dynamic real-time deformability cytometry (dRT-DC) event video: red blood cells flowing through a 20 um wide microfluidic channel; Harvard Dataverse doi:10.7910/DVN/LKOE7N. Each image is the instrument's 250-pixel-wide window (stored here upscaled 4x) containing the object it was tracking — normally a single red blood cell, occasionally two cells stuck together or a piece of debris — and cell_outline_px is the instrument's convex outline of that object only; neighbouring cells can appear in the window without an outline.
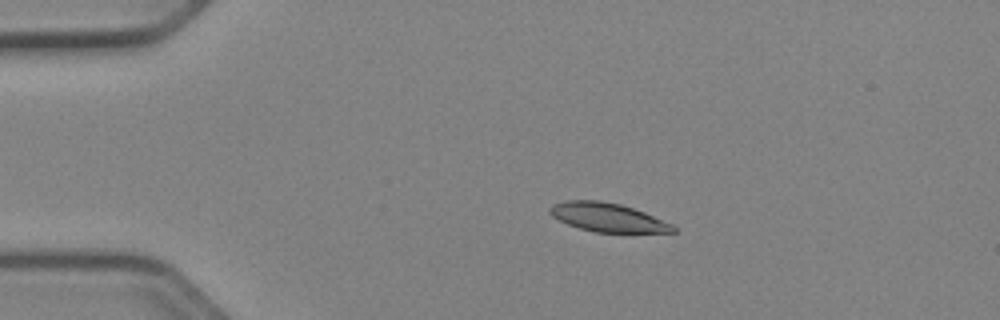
{"species": "Egyptian fruit bat (a non-hibernating species)", "species_latin": "Rousettus aegyptiacus", "temperature_condition": "cold", "stored_images_in_passage": 42, "camera_frame_rate_fps": 3000, "um_per_image_px": 0.085, "animal": {"sex": "female"}, "frame": {"image": 1, "passage_image": 1, "time_ms": 0.0, "image_size_px": [1000, 320], "cell_outline_px": [[676, 232], [596, 232], [580, 228], [568, 224], [552, 216], [548, 212], [548, 208], [552, 204], [564, 200], [600, 200], [620, 204], [644, 212], [672, 224], [676, 228]], "centroid_in_image_um": [51.61, 18.46], "position_along_channel_um": 33.4, "area_um2": 20.52}}
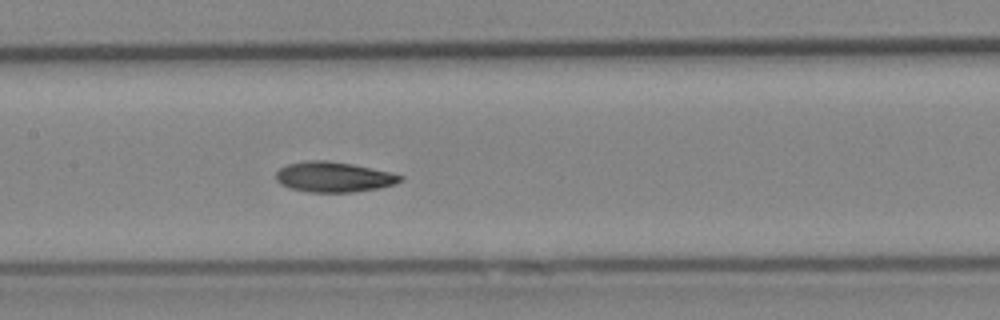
{"frame": {"image": 2, "passage_image": 16, "time_ms": 5.0, "image_size_px": [1000, 320], "cell_outline_px": [[404, 180], [396, 184], [380, 188], [356, 192], [308, 192], [288, 188], [280, 184], [276, 180], [276, 172], [280, 168], [288, 164], [308, 160], [324, 160], [352, 164], [388, 172], [404, 176]], "centroid_in_image_um": [28.36, 15.05], "position_along_channel_um": 179.0, "area_um2": 22.02}}
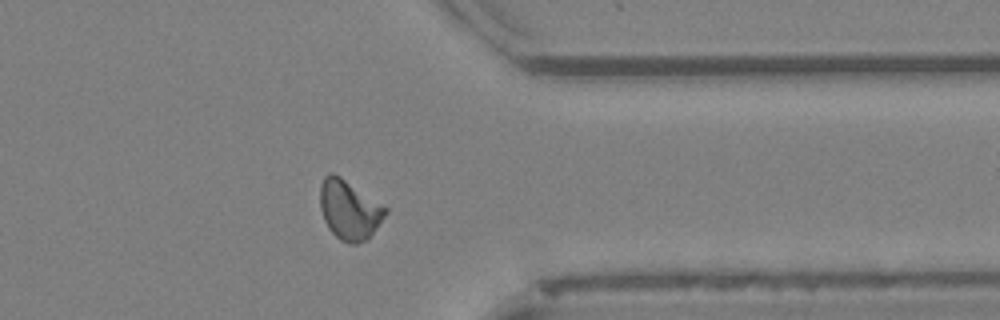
{"frame": {"image": 3, "passage_image": 32, "time_ms": 10.333, "image_size_px": [1000, 320], "cell_outline_px": [[388, 212], [372, 232], [364, 240], [356, 244], [348, 244], [340, 240], [328, 228], [324, 220], [320, 208], [320, 184], [324, 176], [328, 172], [332, 172], [340, 176], [388, 208]], "centroid_in_image_um": [29.65, 17.81], "position_along_channel_um": 381.7, "area_um2": 22.48}, "authors_computed_cell_mechanics": {"area_um2": 21.5883, "velocity_mm_per_s": 3.9282, "shape_relaxation_time_tau1_ms": 5.375, "shape_relaxation_time_tau2_ms": 5.1451, "deformation_change_tau1": 0.1399, "deformation_change_tau2": 0.1111}}